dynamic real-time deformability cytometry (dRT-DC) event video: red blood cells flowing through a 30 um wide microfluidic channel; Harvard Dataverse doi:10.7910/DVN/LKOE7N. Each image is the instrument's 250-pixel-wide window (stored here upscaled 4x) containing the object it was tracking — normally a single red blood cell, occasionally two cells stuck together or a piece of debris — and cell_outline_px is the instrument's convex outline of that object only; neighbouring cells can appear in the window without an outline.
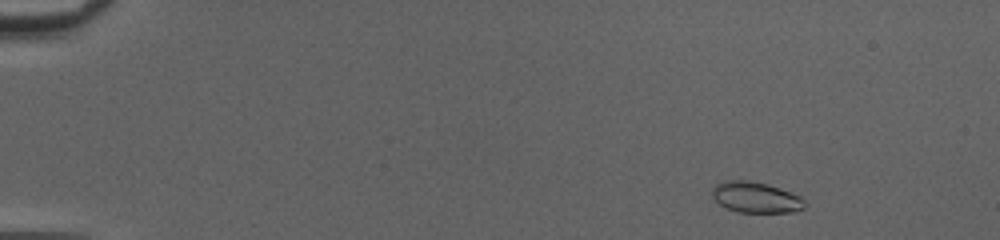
{"species": "common noctule bat (a hibernating species)", "species_latin": "Nyctalus noctula", "temperature_condition": "cold", "stored_images_in_passage": 47, "camera_frame_rate_fps": 3000, "um_per_image_px": 0.085, "animal": {"sex": "female", "body_mass_g": 20.0, "forearm_length_mm": 54.0}, "frame": {"image": 1, "passage_image": 3, "time_ms": 0.667, "image_size_px": [1000, 240], "cell_outline_px": [[804, 208], [792, 212], [736, 212], [720, 204], [712, 196], [712, 188], [716, 184], [724, 180], [744, 180], [768, 184], [780, 188], [800, 196], [804, 200]], "centroid_in_image_um": [64.22, 16.77], "position_along_channel_um": 20.8, "area_um2": 16.53}}
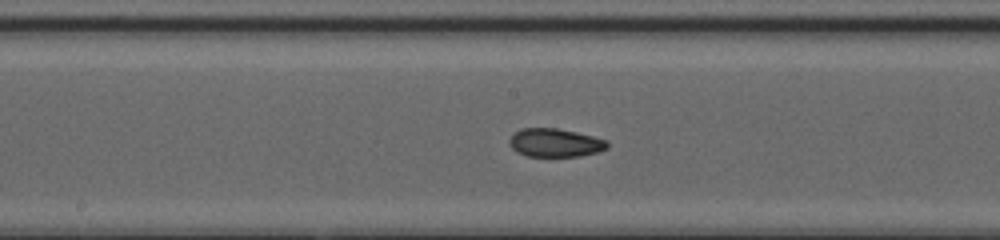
{"frame": {"image": 2, "passage_image": 25, "time_ms": 8.0, "image_size_px": [1000, 240], "cell_outline_px": [[608, 148], [596, 152], [580, 156], [528, 156], [516, 152], [508, 144], [508, 140], [520, 128], [556, 128], [576, 132], [608, 140]], "centroid_in_image_um": [47.17, 12.13], "position_along_channel_um": 201.0, "area_um2": 16.18}}
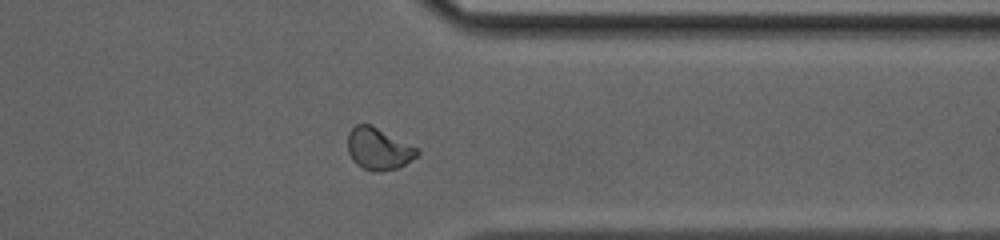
{"frame": {"image": 3, "passage_image": 38, "time_ms": 12.333, "image_size_px": [1000, 240], "cell_outline_px": [[420, 152], [416, 156], [404, 164], [396, 168], [380, 172], [372, 172], [356, 164], [352, 160], [348, 152], [348, 132], [356, 124], [372, 124], [416, 148]], "centroid_in_image_um": [32.13, 12.64], "position_along_channel_um": 379.3, "area_um2": 16.82}, "authors_computed_cell_mechanics": {"area_um2": 16.5308, "velocity_mm_per_s": 4.164, "shape_relaxation_time_tau1_ms": 9.2926, "shape_relaxation_time_tau2_ms": 1.2852, "deformation_change_tau1": 0.2411, "deformation_change_tau2": 0.0487}}